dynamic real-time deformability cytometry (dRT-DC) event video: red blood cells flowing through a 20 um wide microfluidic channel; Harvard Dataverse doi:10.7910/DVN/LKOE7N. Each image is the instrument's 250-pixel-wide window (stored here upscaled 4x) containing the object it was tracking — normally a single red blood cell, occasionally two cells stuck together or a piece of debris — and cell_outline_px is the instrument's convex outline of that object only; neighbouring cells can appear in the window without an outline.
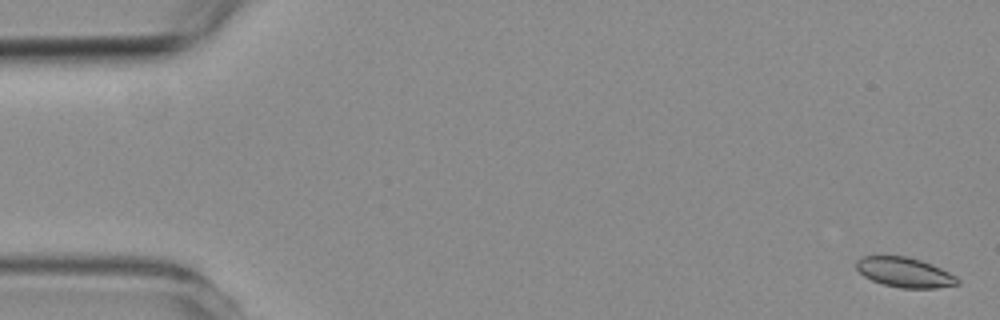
{"species": "common noctule bat (a hibernating species)", "species_latin": "Nyctalus noctula", "temperature_condition": "room temperature", "stored_images_in_passage": 3, "camera_frame_rate_fps": 3000, "um_per_image_px": 0.085, "animal": {"sex": "female", "body_mass_g": 19.3, "forearm_length_mm": 54.1}, "frame": {"image": 1, "passage_image": 1, "time_ms": 0.0, "image_size_px": [1000, 320], "cell_outline_px": [[960, 284], [936, 288], [900, 288], [884, 284], [872, 280], [864, 276], [856, 268], [856, 260], [860, 256], [904, 256], [920, 260], [940, 268], [956, 276], [960, 280]], "centroid_in_image_um": [76.89, 23.15], "position_along_channel_um": 8.1, "area_um2": 17.51}}